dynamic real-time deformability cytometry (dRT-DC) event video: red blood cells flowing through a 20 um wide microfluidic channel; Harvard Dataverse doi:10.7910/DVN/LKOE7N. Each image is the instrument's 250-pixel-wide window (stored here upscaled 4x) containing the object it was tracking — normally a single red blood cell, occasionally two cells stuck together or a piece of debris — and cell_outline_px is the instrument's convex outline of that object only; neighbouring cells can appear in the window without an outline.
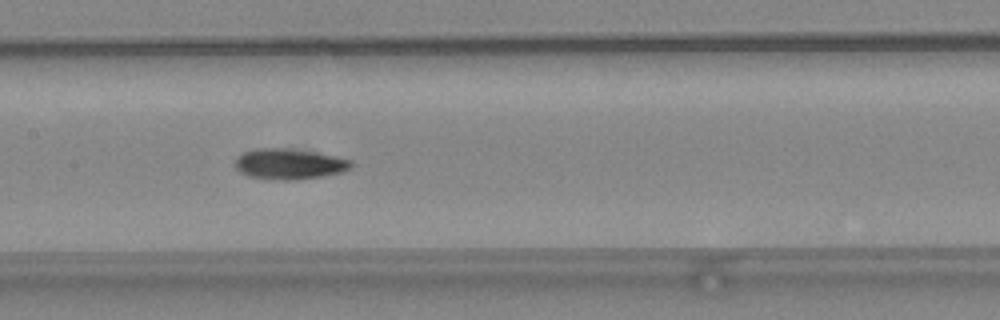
{"species": "common noctule bat (a hibernating species)", "species_latin": "Nyctalus noctula", "temperature_condition": "warm", "stored_images_in_passage": 41, "camera_frame_rate_fps": 3000, "um_per_image_px": 0.085, "animal": {"sex": "female", "body_mass_g": 24.6, "forearm_length_mm": 56.2}, "frame": {"image": 1, "passage_image": 25, "time_ms": 8.0, "image_size_px": [1000, 320], "cell_outline_px": [[356, 164], [352, 168], [344, 172], [324, 176], [292, 180], [284, 180], [248, 176], [240, 172], [236, 168], [236, 156], [244, 152], [256, 148], [284, 148], [312, 152], [352, 160]], "centroid_in_image_um": [24.62, 13.94], "position_along_channel_um": 182.8, "area_um2": 20.63}}
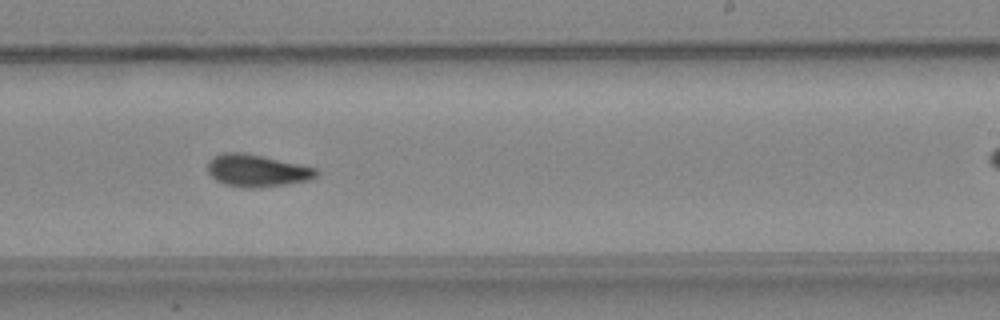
{"frame": {"image": 2, "passage_image": 31, "time_ms": 10.0, "image_size_px": [1000, 320], "cell_outline_px": [[320, 172], [316, 176], [308, 180], [284, 184], [256, 188], [244, 188], [224, 184], [216, 180], [208, 172], [208, 160], [212, 156], [224, 152], [240, 152], [264, 156], [300, 164], [316, 168]], "centroid_in_image_um": [21.81, 14.49], "position_along_channel_um": 267.2, "area_um2": 20.46}}
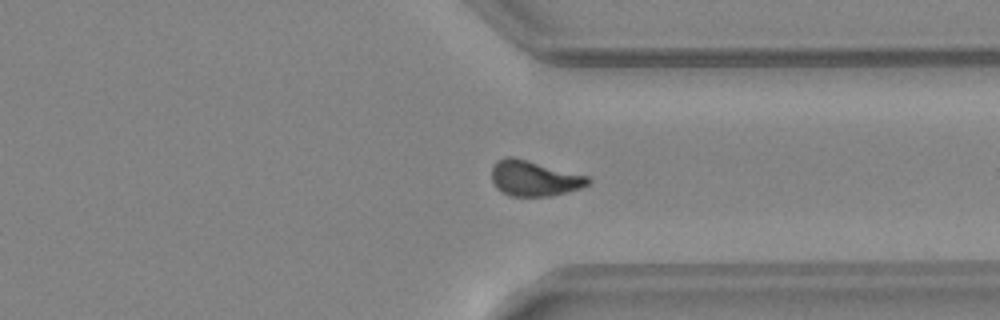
{"frame": {"image": 3, "passage_image": 38, "time_ms": 12.333, "image_size_px": [1000, 320], "cell_outline_px": [[592, 180], [588, 184], [580, 188], [552, 196], [512, 196], [496, 188], [492, 180], [492, 164], [496, 160], [504, 156], [512, 156], [588, 176]], "centroid_in_image_um": [45.38, 15.15], "position_along_channel_um": 366.0, "area_um2": 19.88}}